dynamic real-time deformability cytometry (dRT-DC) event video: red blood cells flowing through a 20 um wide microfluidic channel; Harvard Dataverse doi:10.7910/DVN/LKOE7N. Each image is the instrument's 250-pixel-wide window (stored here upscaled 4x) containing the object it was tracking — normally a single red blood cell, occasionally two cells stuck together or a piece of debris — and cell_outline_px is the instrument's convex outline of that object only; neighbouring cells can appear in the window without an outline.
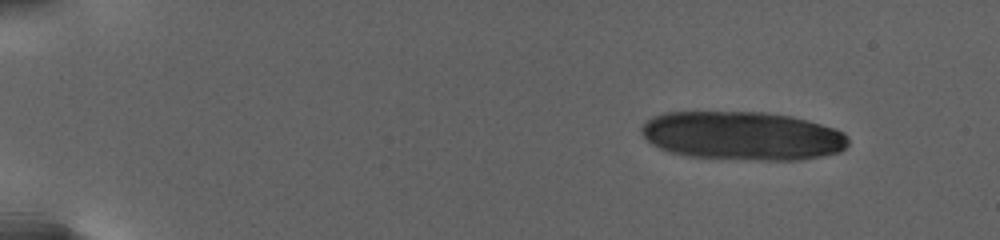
{"species": "human", "species_latin": "Homo sapiens", "temperature_condition": "warm", "stored_images_in_passage": 30, "camera_frame_rate_fps": 3000, "um_per_image_px": 0.085, "donor": {"sex": "female"}, "frame": {"image": 1, "passage_image": 1, "time_ms": 0.0, "image_size_px": [1000, 240], "cell_outline_px": [[848, 144], [840, 152], [800, 160], [760, 160], [688, 156], [668, 152], [652, 144], [644, 136], [640, 128], [652, 116], [664, 112], [764, 112], [792, 116], [820, 124], [844, 132], [848, 136]], "centroid_in_image_um": [63.11, 11.54], "position_along_channel_um": 21.9, "area_um2": 58.55}}